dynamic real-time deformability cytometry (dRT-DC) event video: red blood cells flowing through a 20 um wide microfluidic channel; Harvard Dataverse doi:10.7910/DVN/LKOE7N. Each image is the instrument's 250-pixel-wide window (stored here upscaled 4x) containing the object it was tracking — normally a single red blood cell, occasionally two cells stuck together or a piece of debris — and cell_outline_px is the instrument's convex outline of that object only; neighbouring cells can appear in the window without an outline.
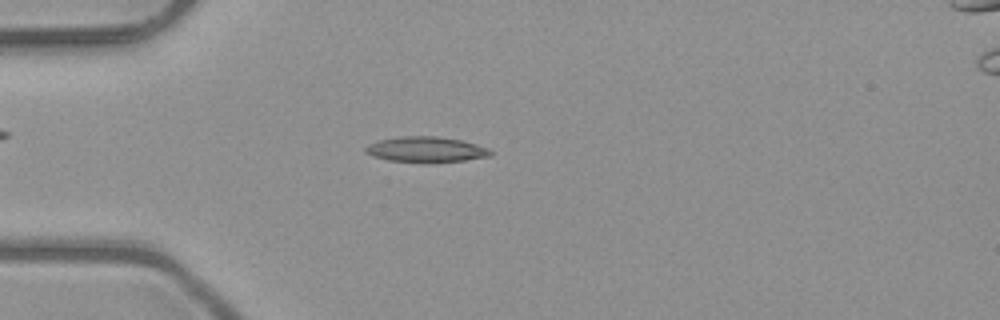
{"species": "common noctule bat (a hibernating species)", "species_latin": "Nyctalus noctula", "temperature_condition": "room temperature", "stored_images_in_passage": 51, "camera_frame_rate_fps": 3000, "um_per_image_px": 0.085, "animal": {"sex": "male", "body_mass_g": 23.1, "forearm_length_mm": 52.7}, "frame": {"image": 1, "passage_image": 14, "time_ms": 4.333, "image_size_px": [1000, 320], "cell_outline_px": [[492, 156], [464, 160], [424, 164], [388, 160], [372, 156], [364, 152], [364, 148], [368, 144], [376, 140], [400, 136], [436, 136], [460, 140], [476, 144], [488, 148], [492, 152]], "centroid_in_image_um": [36.16, 12.72], "position_along_channel_um": 48.8, "area_um2": 19.02}}
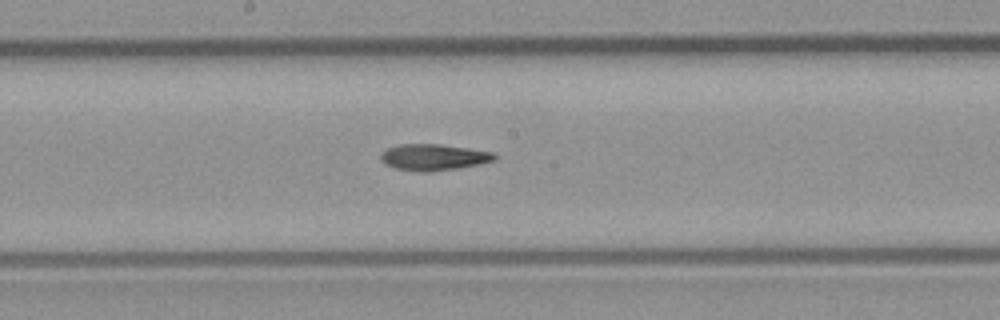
{"frame": {"image": 2, "passage_image": 27, "time_ms": 8.667, "image_size_px": [1000, 320], "cell_outline_px": [[496, 160], [480, 164], [460, 168], [428, 172], [420, 172], [396, 168], [384, 164], [380, 160], [380, 152], [388, 148], [400, 144], [440, 144], [492, 152], [496, 156]], "centroid_in_image_um": [36.82, 13.37], "position_along_channel_um": 211.4, "area_um2": 17.51}}
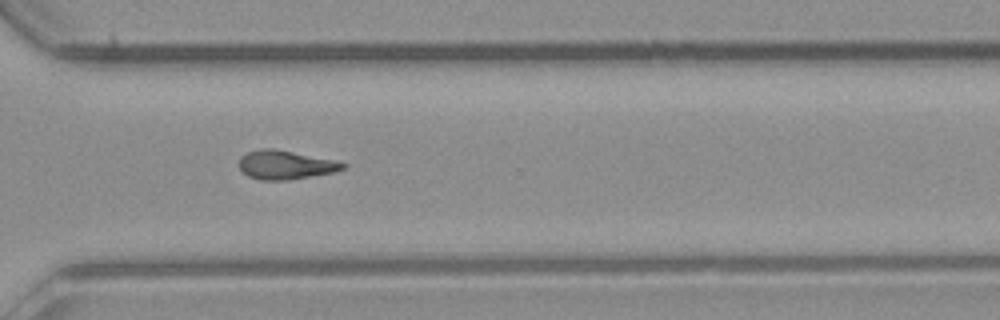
{"frame": {"image": 3, "passage_image": 37, "time_ms": 12.0, "image_size_px": [1000, 320], "cell_outline_px": [[348, 164], [344, 168], [332, 172], [284, 180], [260, 180], [248, 176], [240, 168], [240, 156], [248, 152], [260, 148], [272, 148], [332, 160]], "centroid_in_image_um": [24.2, 14.01], "position_along_channel_um": 346.4, "area_um2": 16.94}}